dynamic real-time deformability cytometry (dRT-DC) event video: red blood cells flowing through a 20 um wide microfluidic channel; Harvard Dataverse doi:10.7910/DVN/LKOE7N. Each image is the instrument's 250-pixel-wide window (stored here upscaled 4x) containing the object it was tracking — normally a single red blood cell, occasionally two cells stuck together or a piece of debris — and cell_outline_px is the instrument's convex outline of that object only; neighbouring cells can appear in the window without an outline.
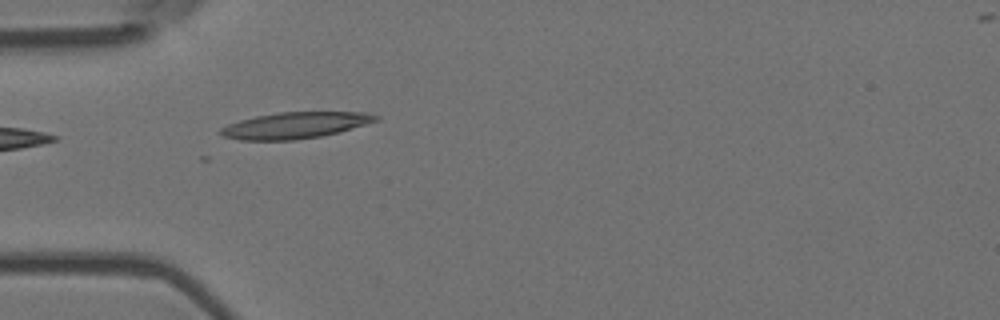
{"species": "Egyptian fruit bat (a non-hibernating species)", "species_latin": "Rousettus aegyptiacus", "temperature_condition": "room temperature", "stored_images_in_passage": 6, "camera_frame_rate_fps": 3000, "um_per_image_px": 0.085, "animal": {"sex": "female"}, "frame": {"image": 1, "passage_image": 5, "time_ms": 1.333, "image_size_px": [1000, 320], "cell_outline_px": [[380, 120], [340, 132], [320, 136], [292, 140], [240, 140], [224, 136], [220, 132], [220, 128], [228, 124], [240, 120], [256, 116], [280, 112], [368, 112], [380, 116]], "centroid_in_image_um": [25.14, 10.64], "position_along_channel_um": 59.9, "area_um2": 23.76}}
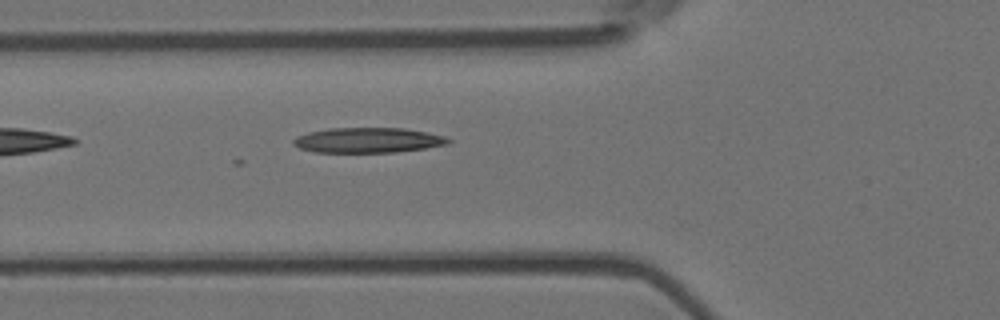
{"frame": {"image": 2, "passage_image": 6, "time_ms": 1.667, "image_size_px": [1000, 320], "cell_outline_px": [[452, 140], [448, 144], [424, 148], [396, 152], [316, 152], [300, 148], [292, 144], [292, 140], [296, 136], [308, 132], [328, 128], [404, 128], [444, 136]], "centroid_in_image_um": [31.24, 11.91], "position_along_channel_um": 94.6, "area_um2": 22.6}}